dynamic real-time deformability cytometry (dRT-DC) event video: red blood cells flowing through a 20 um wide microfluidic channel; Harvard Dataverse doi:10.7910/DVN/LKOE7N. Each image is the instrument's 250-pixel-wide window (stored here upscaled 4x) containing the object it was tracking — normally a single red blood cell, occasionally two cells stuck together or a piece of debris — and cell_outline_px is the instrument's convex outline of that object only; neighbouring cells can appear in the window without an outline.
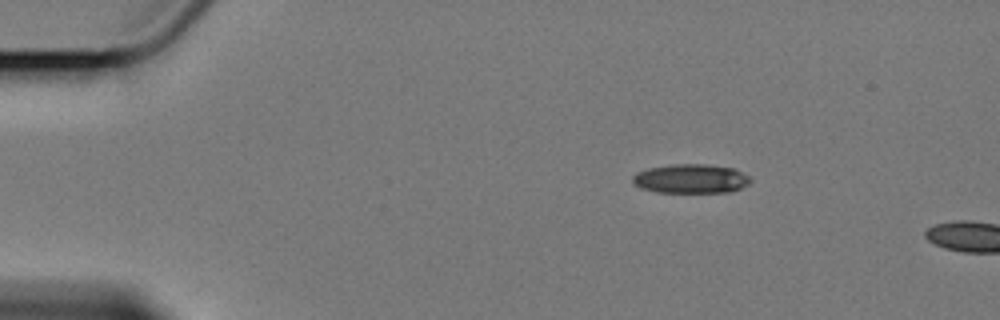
{"species": "Egyptian fruit bat (a non-hibernating species)", "species_latin": "Rousettus aegyptiacus", "temperature_condition": "cold", "stored_images_in_passage": 10, "camera_frame_rate_fps": 3000, "um_per_image_px": 0.085, "animal": {"sex": "female"}, "frame": {"image": 1, "passage_image": 3, "time_ms": 3.0, "image_size_px": [1000, 320], "cell_outline_px": [[752, 180], [748, 184], [732, 192], [656, 192], [640, 188], [632, 184], [632, 176], [636, 172], [648, 168], [672, 164], [708, 164], [736, 168], [748, 176]], "centroid_in_image_um": [58.71, 15.18], "position_along_channel_um": 26.3, "area_um2": 20.29}}
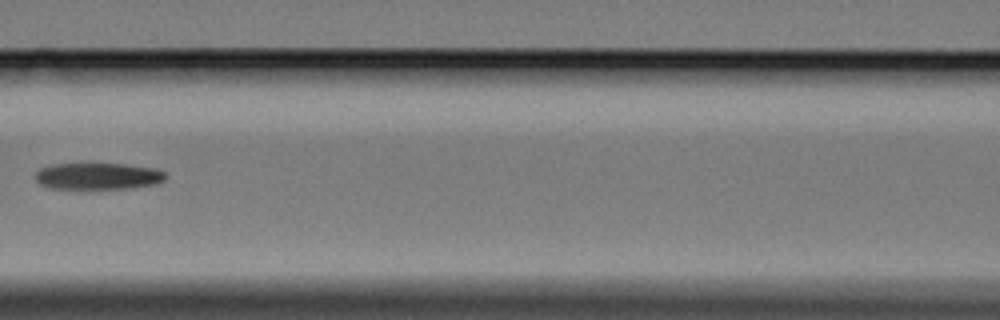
{"frame": {"image": 2, "passage_image": 7, "time_ms": 9.0, "image_size_px": [1000, 320], "cell_outline_px": [[168, 176], [164, 180], [156, 184], [128, 188], [52, 188], [40, 184], [36, 180], [36, 172], [40, 168], [52, 164], [88, 160], [92, 160], [156, 168], [164, 172]], "centroid_in_image_um": [8.32, 14.9], "position_along_channel_um": 158.3, "area_um2": 21.15}}
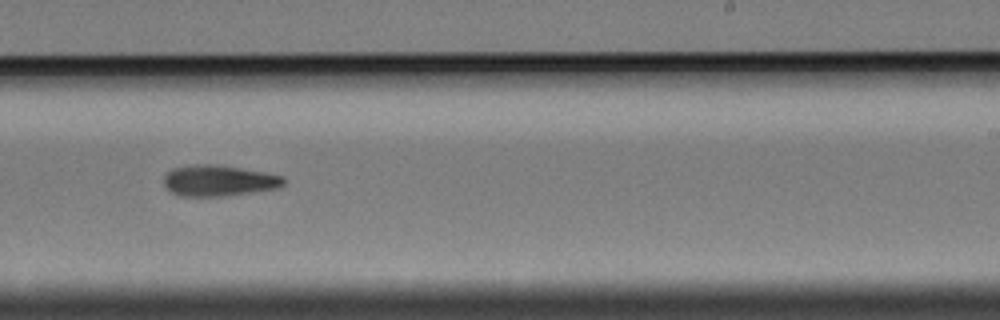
{"frame": {"image": 3, "passage_image": 10, "time_ms": 12.333, "image_size_px": [1000, 320], "cell_outline_px": [[284, 184], [280, 188], [220, 196], [180, 196], [172, 192], [164, 184], [164, 176], [172, 168], [196, 164], [212, 164], [264, 172], [284, 176]], "centroid_in_image_um": [18.59, 15.35], "position_along_channel_um": 270.4, "area_um2": 21.39}}